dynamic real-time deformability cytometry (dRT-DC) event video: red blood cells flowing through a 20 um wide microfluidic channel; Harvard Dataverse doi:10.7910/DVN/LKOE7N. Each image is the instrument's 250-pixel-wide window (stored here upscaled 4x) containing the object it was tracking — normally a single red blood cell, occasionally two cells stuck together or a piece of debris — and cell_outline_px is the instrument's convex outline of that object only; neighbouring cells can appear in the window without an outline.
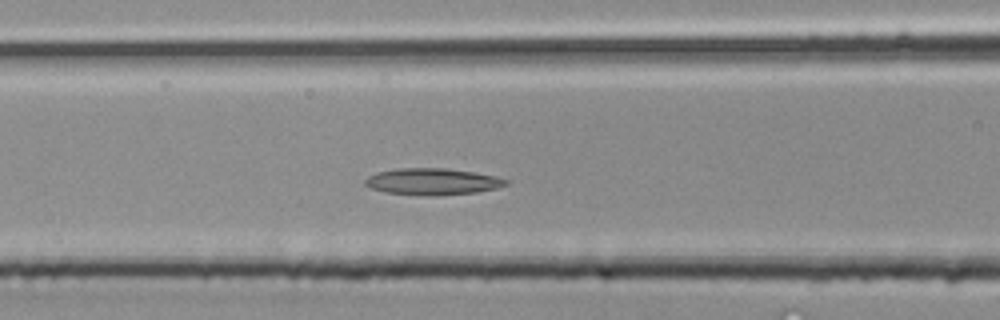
{"species": "common noctule bat (a hibernating species)", "species_latin": "Nyctalus noctula", "temperature_condition": "room temperature", "stored_images_in_passage": 33, "camera_frame_rate_fps": 3000, "um_per_image_px": 0.085, "animal": {"sex": "male", "body_mass_g": 20.4}, "frame": {"image": 1, "passage_image": 12, "time_ms": 3.667, "image_size_px": [1000, 320], "cell_outline_px": [[508, 184], [496, 188], [476, 192], [384, 192], [372, 188], [364, 184], [364, 180], [368, 176], [376, 172], [396, 168], [448, 168], [476, 172], [496, 176], [508, 180]], "centroid_in_image_um": [36.76, 15.36], "position_along_channel_um": 129.8, "area_um2": 20.58}}
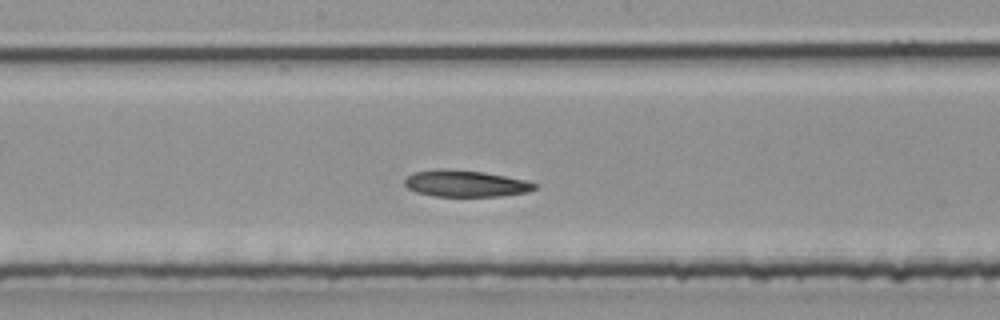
{"frame": {"image": 2, "passage_image": 16, "time_ms": 5.0, "image_size_px": [1000, 320], "cell_outline_px": [[540, 184], [536, 188], [528, 192], [500, 196], [436, 196], [416, 192], [408, 188], [404, 184], [404, 180], [412, 172], [436, 168], [448, 168], [484, 172], [528, 180]], "centroid_in_image_um": [39.59, 15.58], "position_along_channel_um": 208.6, "area_um2": 20.46}}
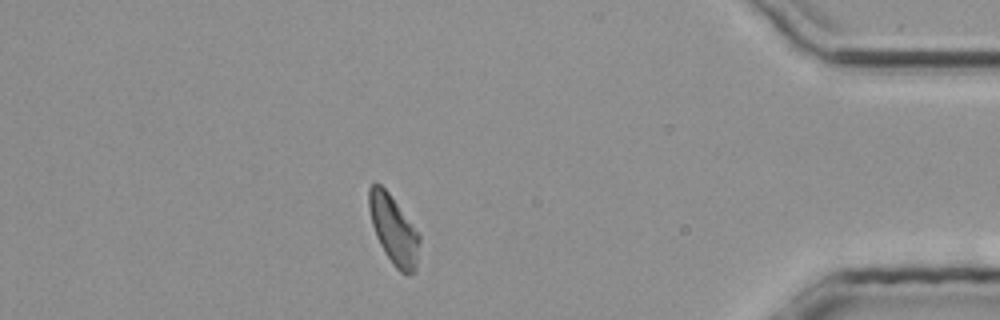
{"frame": {"image": 3, "passage_image": 28, "time_ms": 9.0, "image_size_px": [1000, 320], "cell_outline_px": [[420, 240], [416, 272], [404, 276], [392, 264], [380, 244], [376, 236], [372, 224], [368, 208], [368, 188], [372, 184], [380, 184], [388, 192], [420, 236]], "centroid_in_image_um": [33.45, 19.58], "position_along_channel_um": 401.7, "area_um2": 20.06}}